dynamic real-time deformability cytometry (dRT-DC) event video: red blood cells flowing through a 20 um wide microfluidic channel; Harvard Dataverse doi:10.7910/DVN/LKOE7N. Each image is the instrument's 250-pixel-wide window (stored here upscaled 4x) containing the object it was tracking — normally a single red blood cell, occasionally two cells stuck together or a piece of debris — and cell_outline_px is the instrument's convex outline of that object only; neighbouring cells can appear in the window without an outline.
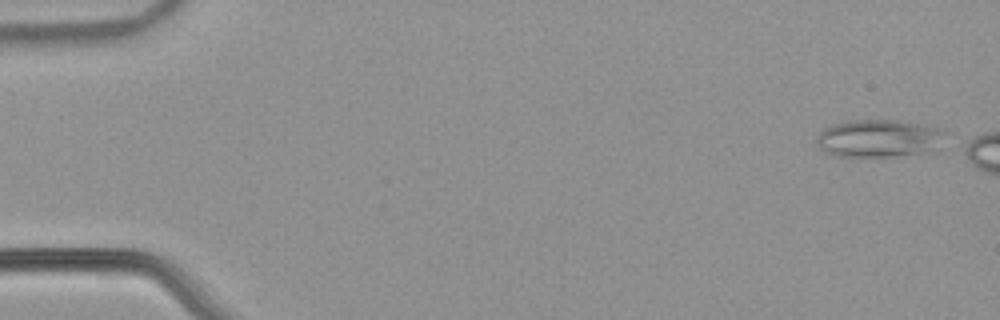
{"species": "common noctule bat (a hibernating species)", "species_latin": "Nyctalus noctula", "temperature_condition": "warm", "stored_images_in_passage": 8, "camera_frame_rate_fps": 3000, "um_per_image_px": 0.085, "animal": {"sex": "male", "body_mass_g": 21.5, "forearm_length_mm": 52.0}, "frame": {"image": 1, "passage_image": 1, "time_ms": 0.0, "image_size_px": [1000, 320], "cell_outline_px": [[948, 132], [944, 148], [920, 152], [892, 156], [836, 156], [820, 148], [816, 140], [816, 136], [824, 128], [832, 124], [848, 120], [900, 120], [924, 124], [940, 128]], "centroid_in_image_um": [74.8, 11.74], "position_along_channel_um": 10.2, "area_um2": 28.73}}